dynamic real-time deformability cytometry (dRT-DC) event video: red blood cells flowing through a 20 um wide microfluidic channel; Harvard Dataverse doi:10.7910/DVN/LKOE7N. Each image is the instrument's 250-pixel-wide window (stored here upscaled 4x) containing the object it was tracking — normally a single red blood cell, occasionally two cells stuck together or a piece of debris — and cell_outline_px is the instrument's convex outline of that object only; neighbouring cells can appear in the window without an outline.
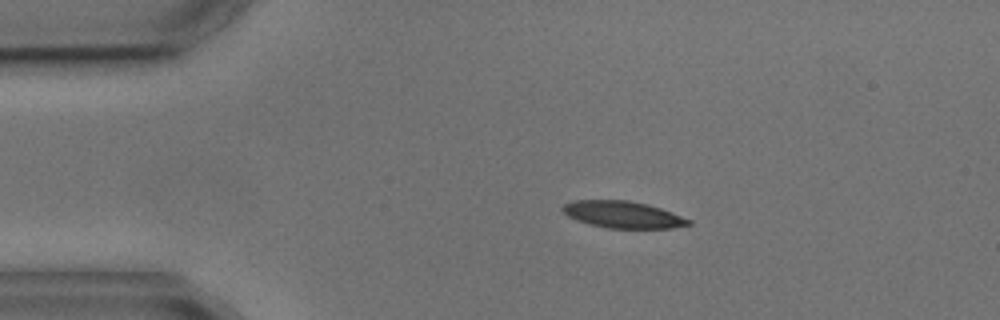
{"species": "common noctule bat (a hibernating species)", "species_latin": "Nyctalus noctula", "temperature_condition": "cold", "stored_images_in_passage": 3, "camera_frame_rate_fps": 3000, "um_per_image_px": 0.085, "animal": {"sex": "male", "body_mass_g": 17.9, "forearm_length_mm": 54.2}, "frame": {"image": 1, "passage_image": 2, "time_ms": 1.333, "image_size_px": [1000, 320], "cell_outline_px": [[692, 224], [672, 228], [608, 228], [576, 220], [568, 216], [560, 208], [564, 204], [572, 200], [628, 200], [648, 204], [660, 208], [692, 220]], "centroid_in_image_um": [52.94, 18.23], "position_along_channel_um": 32.1, "area_um2": 19.65}}